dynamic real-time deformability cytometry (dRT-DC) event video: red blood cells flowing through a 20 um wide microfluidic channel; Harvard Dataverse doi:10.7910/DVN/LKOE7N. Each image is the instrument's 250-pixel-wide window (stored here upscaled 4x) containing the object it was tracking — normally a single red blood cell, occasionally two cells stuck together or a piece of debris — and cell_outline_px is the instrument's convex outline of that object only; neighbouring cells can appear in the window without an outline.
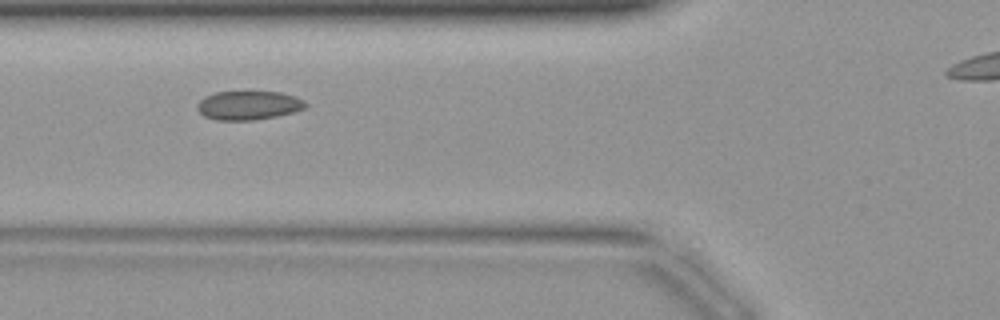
{"species": "common noctule bat (a hibernating species)", "species_latin": "Nyctalus noctula", "temperature_condition": "warm", "stored_images_in_passage": 34, "camera_frame_rate_fps": 3000, "um_per_image_px": 0.085, "animal": {"sex": "female", "body_mass_g": 19.9}, "frame": {"image": 1, "passage_image": 12, "time_ms": 3.667, "image_size_px": [1000, 320], "cell_outline_px": [[308, 104], [304, 108], [292, 112], [276, 116], [252, 120], [216, 120], [204, 116], [196, 108], [196, 104], [204, 96], [216, 92], [280, 92], [296, 96], [304, 100]], "centroid_in_image_um": [21.1, 8.95], "position_along_channel_um": 104.7, "area_um2": 18.21}}
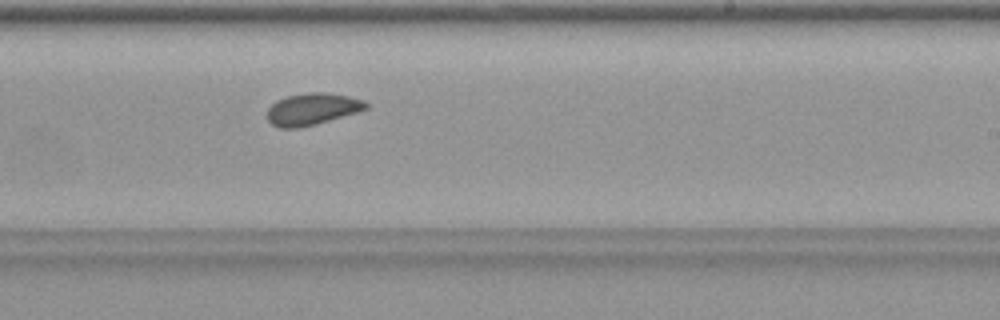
{"frame": {"image": 2, "passage_image": 22, "time_ms": 7.0, "image_size_px": [1000, 320], "cell_outline_px": [[368, 108], [356, 112], [316, 124], [300, 128], [280, 128], [272, 124], [268, 120], [268, 108], [276, 100], [288, 96], [308, 92], [324, 92], [348, 96], [364, 100], [368, 104]], "centroid_in_image_um": [26.53, 9.27], "position_along_channel_um": 262.5, "area_um2": 18.21}}
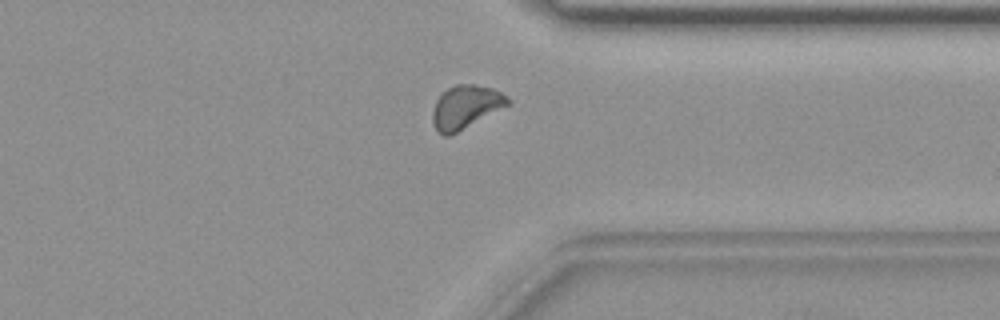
{"frame": {"image": 3, "passage_image": 29, "time_ms": 9.333, "image_size_px": [1000, 320], "cell_outline_px": [[512, 104], [448, 136], [444, 136], [436, 128], [432, 120], [432, 112], [436, 100], [448, 88], [456, 84], [476, 84], [492, 88], [508, 96], [512, 100]], "centroid_in_image_um": [39.63, 9.07], "position_along_channel_um": 371.8, "area_um2": 18.9}}